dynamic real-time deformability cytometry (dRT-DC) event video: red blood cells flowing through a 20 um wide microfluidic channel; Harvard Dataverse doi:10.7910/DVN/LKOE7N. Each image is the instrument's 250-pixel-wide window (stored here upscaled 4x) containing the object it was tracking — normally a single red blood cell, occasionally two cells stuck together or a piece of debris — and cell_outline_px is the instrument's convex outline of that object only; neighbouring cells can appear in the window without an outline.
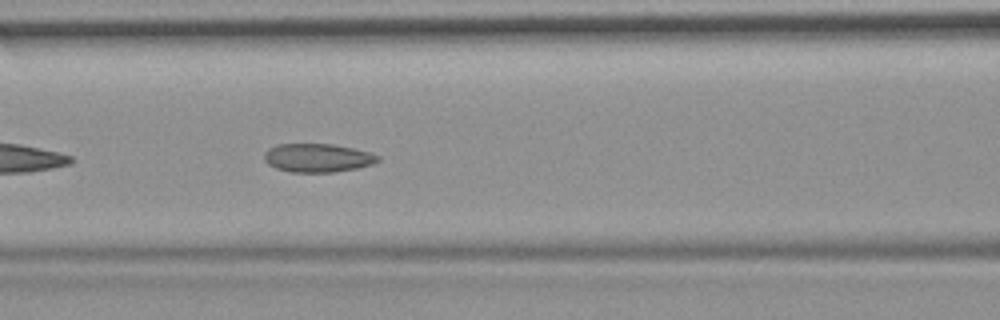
{"species": "common noctule bat (a hibernating species)", "species_latin": "Nyctalus noctula", "temperature_condition": "room temperature", "stored_images_in_passage": 24, "camera_frame_rate_fps": 3000, "um_per_image_px": 0.085, "animal": {"sex": "female", "body_mass_g": 19.9}, "frame": {"image": 1, "passage_image": 8, "time_ms": 2.333, "image_size_px": [1000, 320], "cell_outline_px": [[380, 160], [372, 164], [356, 168], [332, 172], [292, 172], [276, 168], [268, 164], [264, 160], [264, 152], [268, 148], [276, 144], [332, 144], [352, 148], [368, 152], [380, 156]], "centroid_in_image_um": [26.96, 13.41], "position_along_channel_um": 139.6, "area_um2": 18.84}}